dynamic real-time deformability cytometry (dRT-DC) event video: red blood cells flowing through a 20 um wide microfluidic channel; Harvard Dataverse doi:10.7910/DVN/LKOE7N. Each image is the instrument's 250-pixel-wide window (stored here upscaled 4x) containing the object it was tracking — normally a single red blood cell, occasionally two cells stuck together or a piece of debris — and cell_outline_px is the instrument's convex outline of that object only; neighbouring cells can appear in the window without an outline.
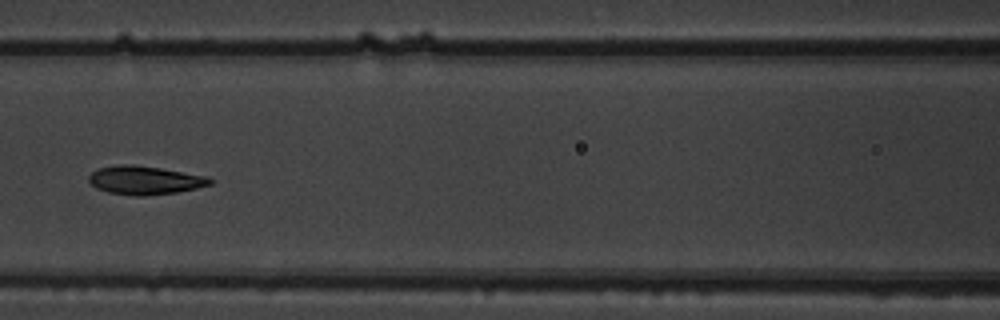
{"species": "common noctule bat (a hibernating species)", "species_latin": "Nyctalus noctula", "temperature_condition": "warm", "stored_images_in_passage": 8, "camera_frame_rate_fps": 3000, "um_per_image_px": 0.085, "animal": {"sex": "male", "body_mass_g": 19.5, "forearm_length_mm": 54.6}, "frame": {"image": 1, "passage_image": 7, "time_ms": 2.0, "image_size_px": [1000, 320], "cell_outline_px": [[216, 180], [212, 184], [196, 188], [176, 192], [144, 196], [132, 196], [108, 192], [96, 188], [88, 180], [88, 176], [92, 172], [100, 168], [120, 164], [132, 164], [160, 168], [208, 176]], "centroid_in_image_um": [12.34, 15.32], "position_along_channel_um": 154.3, "area_um2": 20.23}}
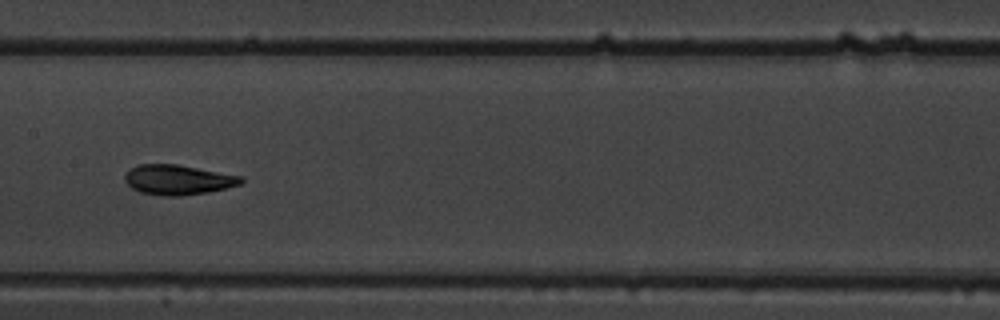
{"frame": {"image": 2, "passage_image": 8, "time_ms": 2.333, "image_size_px": [1000, 320], "cell_outline_px": [[244, 180], [240, 184], [208, 192], [180, 196], [164, 196], [140, 192], [132, 188], [124, 180], [124, 176], [128, 168], [140, 164], [176, 164], [244, 176]], "centroid_in_image_um": [15.11, 15.27], "position_along_channel_um": 192.3, "area_um2": 20.35}}